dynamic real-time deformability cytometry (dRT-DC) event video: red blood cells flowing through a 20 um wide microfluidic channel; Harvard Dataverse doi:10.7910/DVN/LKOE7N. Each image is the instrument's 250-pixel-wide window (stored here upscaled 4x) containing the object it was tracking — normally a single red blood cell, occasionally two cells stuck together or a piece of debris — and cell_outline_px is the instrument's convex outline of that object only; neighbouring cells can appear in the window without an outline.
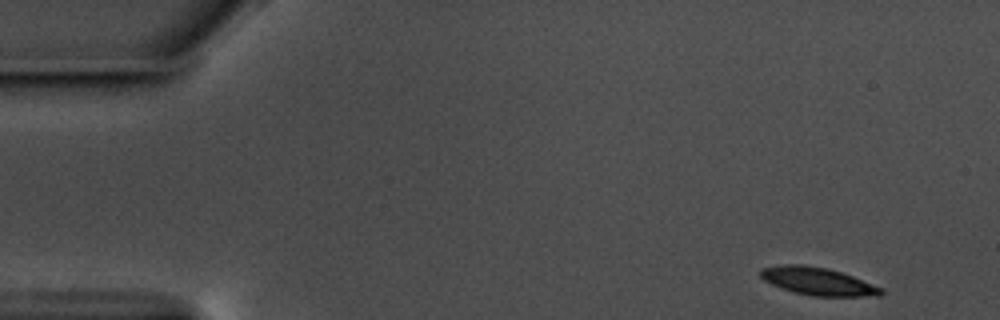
{"species": "common noctule bat (a hibernating species)", "species_latin": "Nyctalus noctula", "temperature_condition": "warm", "stored_images_in_passage": 54, "camera_frame_rate_fps": 3000, "um_per_image_px": 0.085, "animal": {"sex": "male", "body_mass_g": 17.5, "forearm_length_mm": 52.3}, "frame": {"image": 1, "passage_image": 1, "time_ms": 0.0, "image_size_px": [1000, 320], "cell_outline_px": [[884, 292], [880, 296], [812, 296], [796, 292], [772, 284], [764, 280], [760, 276], [760, 268], [784, 264], [804, 264], [828, 268], [852, 276], [884, 288]], "centroid_in_image_um": [69.54, 23.9], "position_along_channel_um": 15.5, "area_um2": 19.42}}
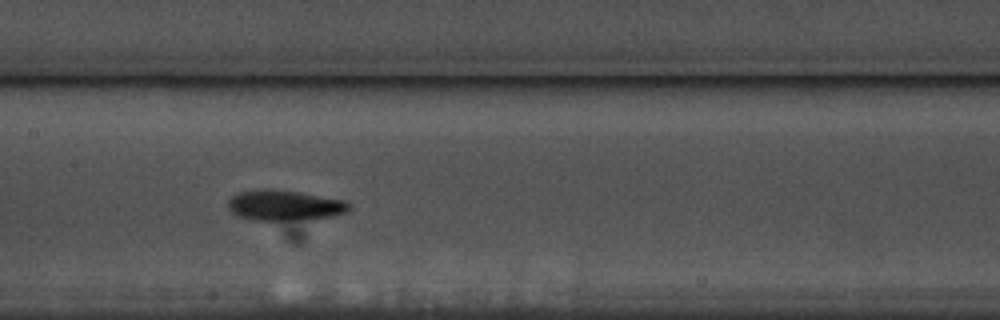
{"frame": {"image": 2, "passage_image": 25, "time_ms": 8.0, "image_size_px": [1000, 320], "cell_outline_px": [[352, 208], [344, 212], [332, 216], [284, 220], [256, 220], [236, 216], [228, 208], [228, 200], [236, 192], [264, 188], [272, 188], [300, 192], [344, 200], [352, 204]], "centroid_in_image_um": [24.14, 17.42], "position_along_channel_um": 183.3, "area_um2": 21.5}}
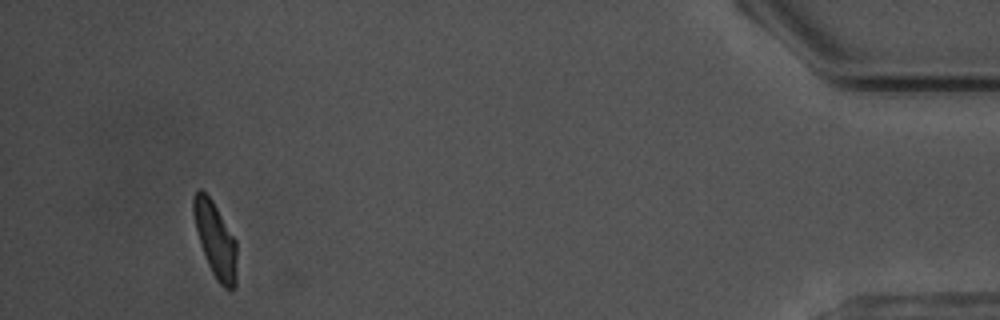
{"frame": {"image": 3, "passage_image": 51, "time_ms": 16.667, "image_size_px": [1000, 320], "cell_outline_px": [[236, 284], [232, 288], [224, 288], [220, 284], [212, 272], [208, 264], [200, 244], [196, 228], [192, 208], [192, 196], [200, 188], [212, 200], [236, 240]], "centroid_in_image_um": [18.3, 20.36], "position_along_channel_um": 416.9, "area_um2": 18.73}, "authors_computed_cell_mechanics": {"area_um2": 20.1433, "velocity_mm_per_s": 3.5236, "shape_relaxation_time_tau1_ms": 3.0793, "shape_relaxation_time_tau2_ms": 4.7011, "deformation_change_tau1": 0.1373, "deformation_change_tau2": 0.0774}}